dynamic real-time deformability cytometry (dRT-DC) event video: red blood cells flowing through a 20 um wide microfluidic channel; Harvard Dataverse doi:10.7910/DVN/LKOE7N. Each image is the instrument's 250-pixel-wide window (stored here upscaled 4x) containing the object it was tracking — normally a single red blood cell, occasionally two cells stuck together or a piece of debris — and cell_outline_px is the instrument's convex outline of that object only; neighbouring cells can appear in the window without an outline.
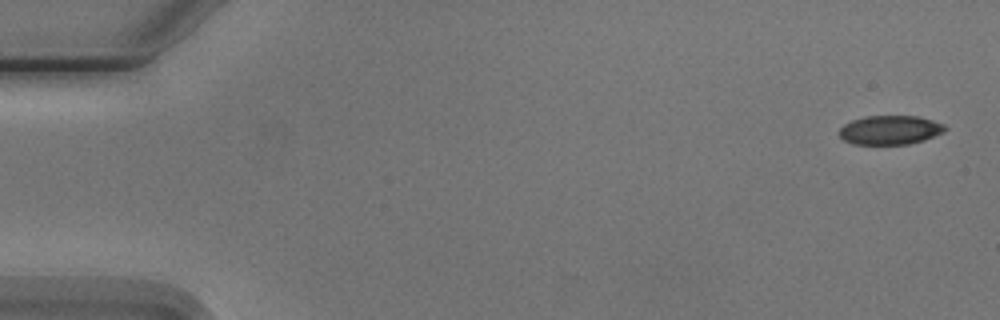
{"species": "Egyptian fruit bat (a non-hibernating species)", "species_latin": "Rousettus aegyptiacus", "temperature_condition": "cold", "stored_images_in_passage": 6, "camera_frame_rate_fps": 3000, "um_per_image_px": 0.085, "animal": {"sex": "male"}, "frame": {"image": 1, "passage_image": 1, "time_ms": 0.0, "image_size_px": [1000, 320], "cell_outline_px": [[948, 128], [944, 132], [924, 140], [908, 144], [852, 144], [844, 140], [836, 132], [844, 124], [852, 120], [864, 116], [920, 116], [944, 124]], "centroid_in_image_um": [75.65, 11.05], "position_along_channel_um": 9.4, "area_um2": 18.09}}
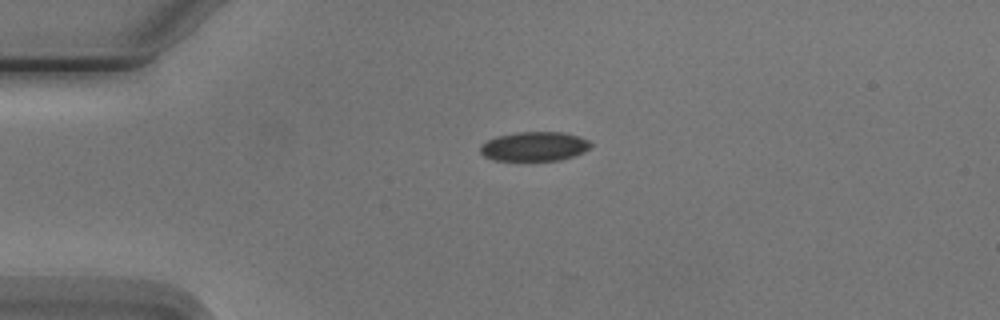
{"frame": {"image": 2, "passage_image": 4, "time_ms": 3.667, "image_size_px": [1000, 320], "cell_outline_px": [[592, 148], [584, 152], [560, 160], [492, 160], [484, 156], [480, 152], [480, 144], [496, 136], [516, 132], [564, 132], [580, 136], [588, 140], [592, 144]], "centroid_in_image_um": [45.43, 12.43], "position_along_channel_um": 39.6, "area_um2": 19.02}}
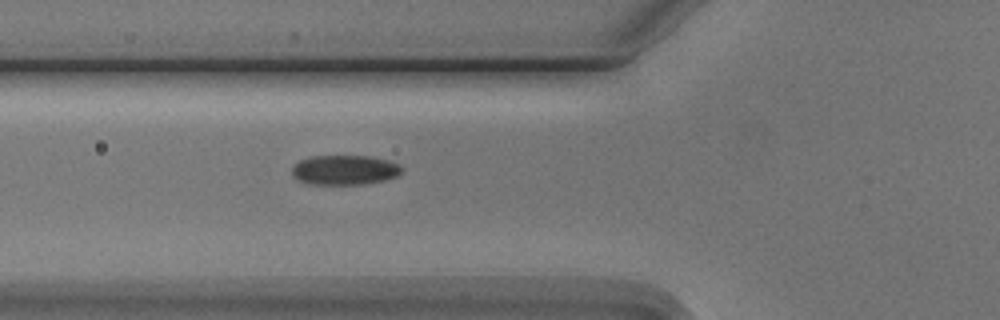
{"frame": {"image": 3, "passage_image": 6, "time_ms": 6.0, "image_size_px": [1000, 320], "cell_outline_px": [[404, 168], [396, 176], [384, 180], [364, 184], [308, 184], [296, 180], [292, 176], [292, 168], [300, 160], [308, 156], [368, 156], [388, 160], [400, 164]], "centroid_in_image_um": [29.27, 14.45], "position_along_channel_um": 96.5, "area_um2": 19.13}}